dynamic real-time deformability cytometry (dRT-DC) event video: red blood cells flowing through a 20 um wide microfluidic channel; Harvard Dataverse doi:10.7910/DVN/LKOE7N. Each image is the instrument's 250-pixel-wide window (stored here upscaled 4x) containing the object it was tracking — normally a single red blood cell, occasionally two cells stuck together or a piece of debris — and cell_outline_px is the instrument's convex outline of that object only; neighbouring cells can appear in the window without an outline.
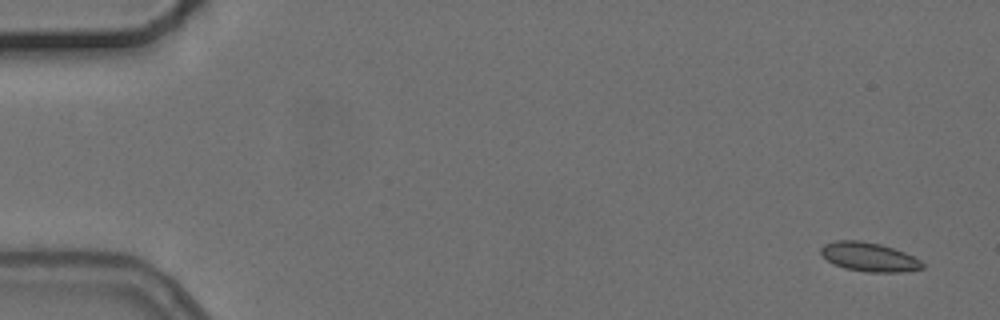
{"species": "common noctule bat (a hibernating species)", "species_latin": "Nyctalus noctula", "temperature_condition": "cold", "stored_images_in_passage": 5, "camera_frame_rate_fps": 3000, "um_per_image_px": 0.085, "animal": {"sex": "female", "body_mass_g": 24.6, "forearm_length_mm": 56.2}, "frame": {"image": 1, "passage_image": 1, "time_ms": 0.0, "image_size_px": [1000, 320], "cell_outline_px": [[924, 268], [900, 272], [868, 272], [844, 268], [832, 264], [820, 252], [820, 248], [824, 244], [836, 240], [860, 240], [880, 244], [904, 252], [920, 260], [924, 264]], "centroid_in_image_um": [73.85, 21.84], "position_along_channel_um": 11.2, "area_um2": 17.11}}
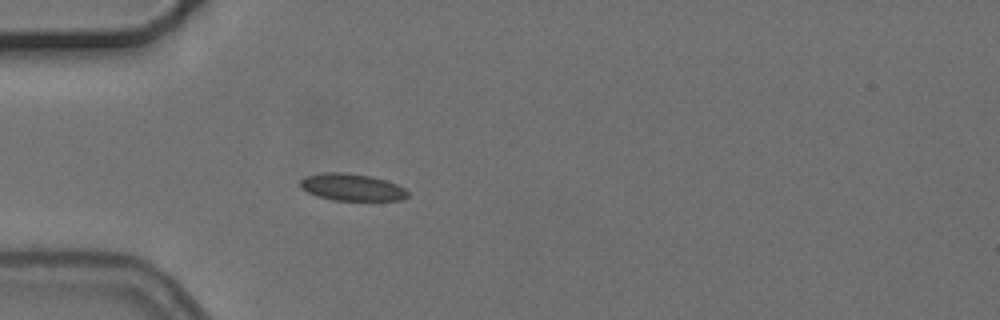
{"frame": {"image": 2, "passage_image": 5, "time_ms": 4.667, "image_size_px": [1000, 320], "cell_outline_px": [[408, 196], [400, 200], [332, 200], [316, 196], [308, 192], [300, 184], [300, 180], [304, 176], [320, 172], [344, 172], [372, 176], [396, 184], [404, 188], [408, 192]], "centroid_in_image_um": [29.88, 15.9], "position_along_channel_um": 55.1, "area_um2": 16.94}}